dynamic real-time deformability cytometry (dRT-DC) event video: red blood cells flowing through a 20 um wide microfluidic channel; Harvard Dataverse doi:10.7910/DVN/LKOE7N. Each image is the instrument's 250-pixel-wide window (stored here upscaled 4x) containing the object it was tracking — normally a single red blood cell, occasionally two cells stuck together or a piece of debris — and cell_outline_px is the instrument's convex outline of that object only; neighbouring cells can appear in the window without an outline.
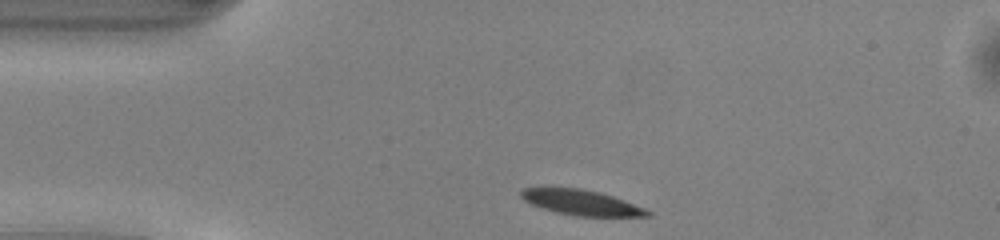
{"species": "common noctule bat (a hibernating species)", "species_latin": "Nyctalus noctula", "temperature_condition": "warm", "stored_images_in_passage": 40, "camera_frame_rate_fps": 3000, "um_per_image_px": 0.085, "animal": {"sex": "male", "body_mass_g": 13.0, "forearm_length_mm": 53.1}, "frame": {"image": 1, "passage_image": 1, "time_ms": 0.0, "image_size_px": [1000, 240], "cell_outline_px": [[652, 216], [576, 216], [556, 212], [532, 204], [524, 200], [520, 196], [520, 192], [524, 188], [580, 188], [600, 192], [624, 200], [644, 208], [652, 212]], "centroid_in_image_um": [49.44, 17.22], "position_along_channel_um": 35.6, "area_um2": 18.38}}
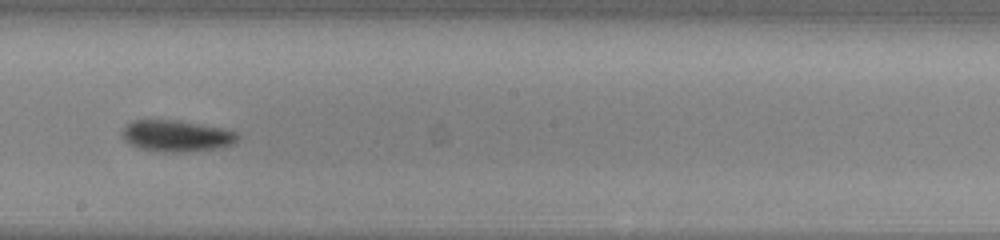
{"frame": {"image": 2, "passage_image": 18, "time_ms": 5.667, "image_size_px": [1000, 240], "cell_outline_px": [[240, 136], [236, 144], [220, 148], [184, 152], [164, 152], [140, 148], [128, 144], [120, 136], [120, 132], [132, 120], [180, 120], [224, 128], [236, 132]], "centroid_in_image_um": [15.03, 11.55], "position_along_channel_um": 233.2, "area_um2": 21.56}}
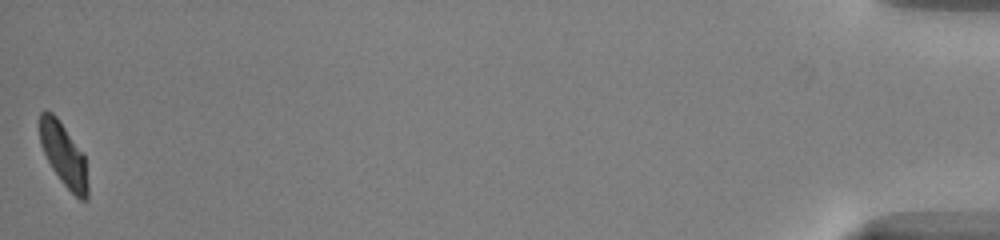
{"frame": {"image": 3, "passage_image": 40, "time_ms": 13.0, "image_size_px": [1000, 240], "cell_outline_px": [[88, 200], [80, 200], [60, 180], [52, 168], [40, 144], [40, 112], [52, 112], [56, 116], [84, 156], [88, 184]], "centroid_in_image_um": [5.41, 13.19], "position_along_channel_um": 429.8, "area_um2": 17.17}, "authors_computed_cell_mechanics": {"area_um2": 19.9121, "velocity_mm_per_s": 4.1089, "shape_relaxation_time_tau1_ms": 2.711, "shape_relaxation_time_tau2_ms": null, "deformation_change_tau1": 0.1249, "deformation_change_tau2": null}}